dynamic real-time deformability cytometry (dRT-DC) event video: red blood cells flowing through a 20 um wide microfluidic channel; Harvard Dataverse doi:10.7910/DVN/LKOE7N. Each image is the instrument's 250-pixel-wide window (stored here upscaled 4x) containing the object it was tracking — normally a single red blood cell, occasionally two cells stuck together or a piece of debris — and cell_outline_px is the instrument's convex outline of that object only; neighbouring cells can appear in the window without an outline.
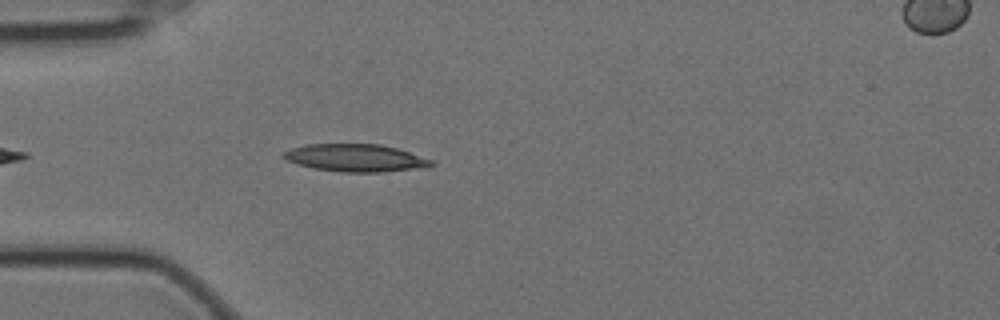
{"species": "Egyptian fruit bat (a non-hibernating species)", "species_latin": "Rousettus aegyptiacus", "temperature_condition": "cold", "stored_images_in_passage": 31, "camera_frame_rate_fps": 3000, "um_per_image_px": 0.085, "animal": {"sex": "female"}, "frame": {"image": 1, "passage_image": 5, "time_ms": 1.333, "image_size_px": [1000, 320], "cell_outline_px": [[436, 164], [412, 168], [384, 172], [344, 172], [312, 168], [288, 160], [280, 156], [284, 152], [292, 148], [308, 144], [380, 144], [396, 148], [432, 160]], "centroid_in_image_um": [30.17, 13.41], "position_along_channel_um": 54.8, "area_um2": 23.24}}
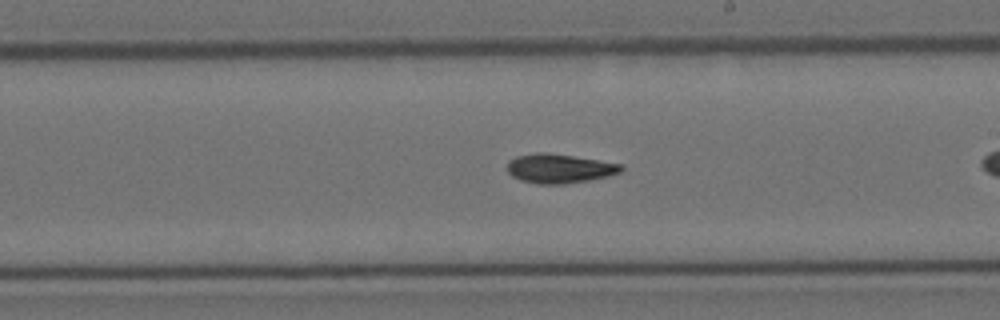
{"frame": {"image": 2, "passage_image": 18, "time_ms": 5.667, "image_size_px": [1000, 320], "cell_outline_px": [[624, 168], [620, 172], [608, 176], [588, 180], [564, 184], [536, 184], [520, 180], [512, 176], [508, 172], [508, 160], [516, 156], [536, 152], [544, 152], [572, 156], [624, 164]], "centroid_in_image_um": [47.53, 14.32], "position_along_channel_um": 241.5, "area_um2": 19.42}}
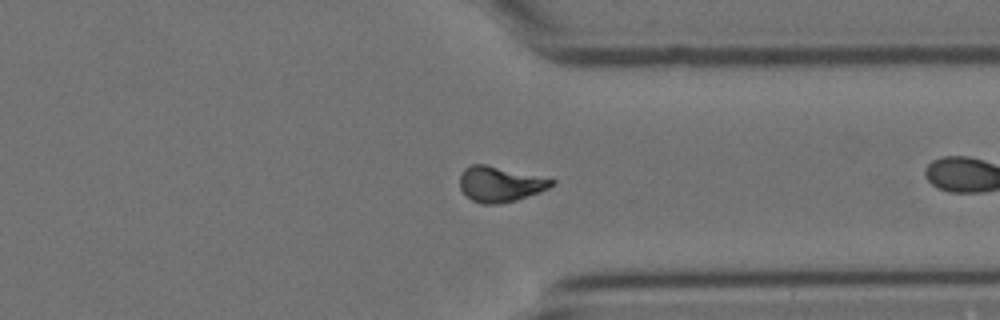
{"frame": {"image": 3, "passage_image": 29, "time_ms": 9.333, "image_size_px": [1000, 320], "cell_outline_px": [[556, 184], [540, 192], [516, 200], [496, 204], [480, 204], [472, 200], [460, 188], [460, 176], [464, 168], [472, 164], [484, 164], [556, 180]], "centroid_in_image_um": [42.5, 15.65], "position_along_channel_um": 368.9, "area_um2": 18.73}}